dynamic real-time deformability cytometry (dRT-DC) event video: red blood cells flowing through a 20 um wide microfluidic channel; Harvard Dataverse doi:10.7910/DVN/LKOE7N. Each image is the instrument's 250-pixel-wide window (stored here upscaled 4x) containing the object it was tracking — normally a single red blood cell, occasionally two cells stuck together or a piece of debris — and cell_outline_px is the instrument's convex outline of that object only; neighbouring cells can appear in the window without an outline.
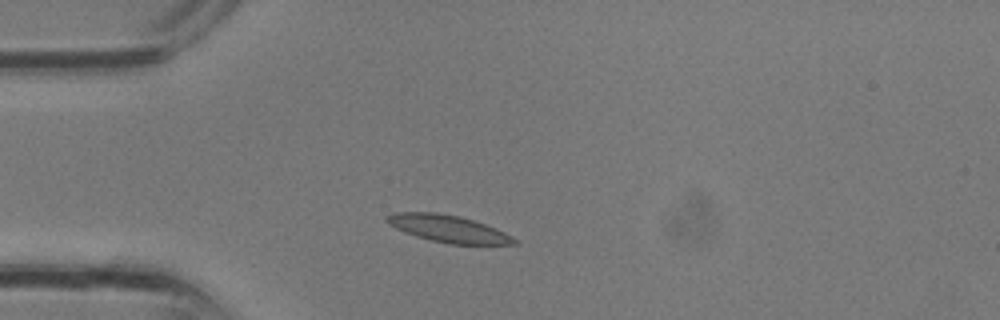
{"species": "common noctule bat (a hibernating species)", "species_latin": "Nyctalus noctula", "temperature_condition": "room temperature", "stored_images_in_passage": 1, "camera_frame_rate_fps": 3000, "um_per_image_px": 0.085, "animal": {"sex": "male", "body_mass_g": 13.3}, "frame": {"image": 1, "passage_image": 1, "time_ms": 0.0, "image_size_px": [1000, 320], "cell_outline_px": [[520, 244], [448, 244], [416, 236], [404, 232], [388, 224], [384, 220], [384, 216], [392, 212], [436, 212], [460, 216], [496, 228], [520, 240]], "centroid_in_image_um": [38.08, 19.43], "position_along_channel_um": 46.9, "area_um2": 20.29}}